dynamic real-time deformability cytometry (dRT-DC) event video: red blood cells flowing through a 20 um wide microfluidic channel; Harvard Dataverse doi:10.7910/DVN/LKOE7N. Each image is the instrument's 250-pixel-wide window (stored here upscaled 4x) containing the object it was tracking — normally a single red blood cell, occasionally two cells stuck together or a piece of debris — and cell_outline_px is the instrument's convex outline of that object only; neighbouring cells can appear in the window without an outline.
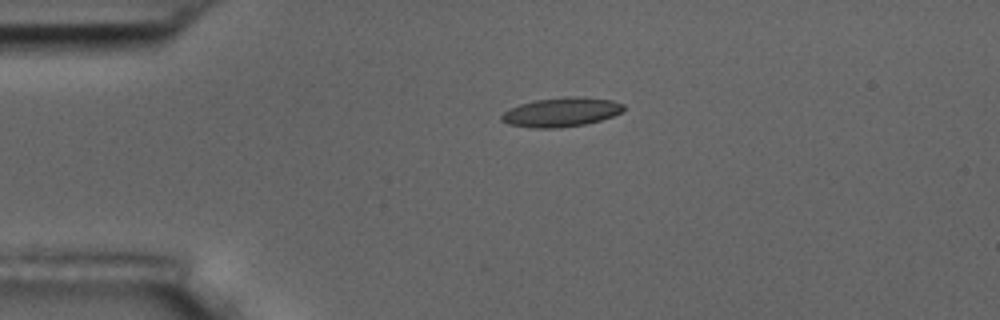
{"species": "common noctule bat (a hibernating species)", "species_latin": "Nyctalus noctula", "temperature_condition": "room temperature", "stored_images_in_passage": 4, "camera_frame_rate_fps": 3000, "um_per_image_px": 0.085, "animal": {"sex": "male", "body_mass_g": 17.5, "forearm_length_mm": 52.3}, "frame": {"image": 1, "passage_image": 1, "time_ms": 0.0, "image_size_px": [1000, 320], "cell_outline_px": [[624, 108], [620, 112], [612, 116], [600, 120], [584, 124], [560, 128], [532, 128], [508, 124], [500, 120], [500, 116], [504, 112], [520, 104], [536, 100], [564, 96], [576, 96], [612, 100], [624, 104]], "centroid_in_image_um": [47.69, 9.53], "position_along_channel_um": 37.3, "area_um2": 20.69}}
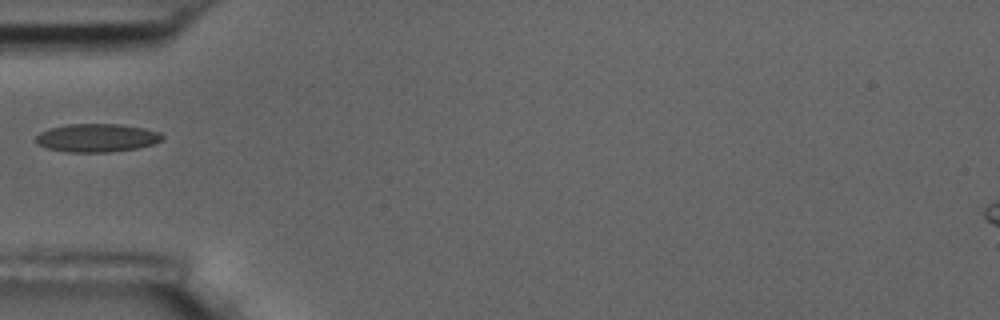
{"frame": {"image": 2, "passage_image": 3, "time_ms": 2.0, "image_size_px": [1000, 320], "cell_outline_px": [[164, 136], [160, 140], [152, 144], [136, 148], [108, 152], [68, 152], [48, 148], [36, 144], [36, 136], [40, 132], [48, 128], [64, 124], [120, 124], [144, 128], [160, 132]], "centroid_in_image_um": [8.19, 11.7], "position_along_channel_um": 76.8, "area_um2": 20.81}}